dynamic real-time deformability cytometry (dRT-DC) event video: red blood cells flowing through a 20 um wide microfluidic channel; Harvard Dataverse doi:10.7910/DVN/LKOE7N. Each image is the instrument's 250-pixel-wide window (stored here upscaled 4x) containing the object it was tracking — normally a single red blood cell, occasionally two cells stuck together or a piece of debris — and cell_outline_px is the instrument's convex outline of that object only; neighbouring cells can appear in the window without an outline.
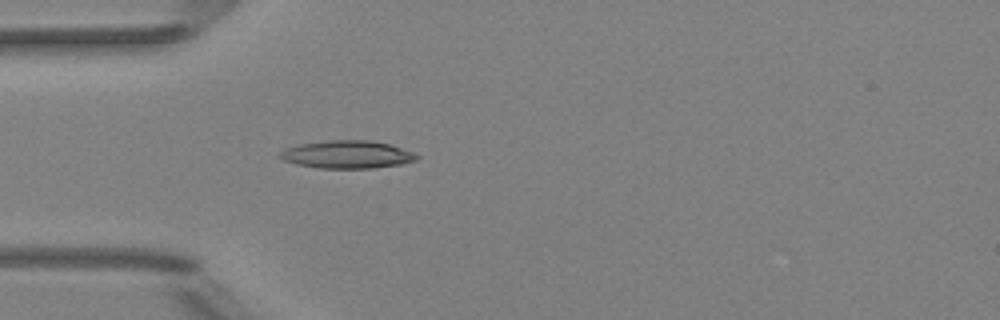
{"species": "Egyptian fruit bat (a non-hibernating species)", "species_latin": "Rousettus aegyptiacus", "temperature_condition": "room temperature", "stored_images_in_passage": 4, "camera_frame_rate_fps": 3000, "um_per_image_px": 0.085, "animal": {"sex": "female"}, "frame": {"image": 1, "passage_image": 4, "time_ms": 4.667, "image_size_px": [1000, 320], "cell_outline_px": [[420, 156], [416, 160], [400, 164], [372, 168], [320, 168], [296, 164], [284, 160], [280, 156], [280, 152], [284, 148], [300, 144], [328, 140], [368, 140], [388, 144], [412, 152]], "centroid_in_image_um": [29.49, 13.13], "position_along_channel_um": 55.5, "area_um2": 21.91}}